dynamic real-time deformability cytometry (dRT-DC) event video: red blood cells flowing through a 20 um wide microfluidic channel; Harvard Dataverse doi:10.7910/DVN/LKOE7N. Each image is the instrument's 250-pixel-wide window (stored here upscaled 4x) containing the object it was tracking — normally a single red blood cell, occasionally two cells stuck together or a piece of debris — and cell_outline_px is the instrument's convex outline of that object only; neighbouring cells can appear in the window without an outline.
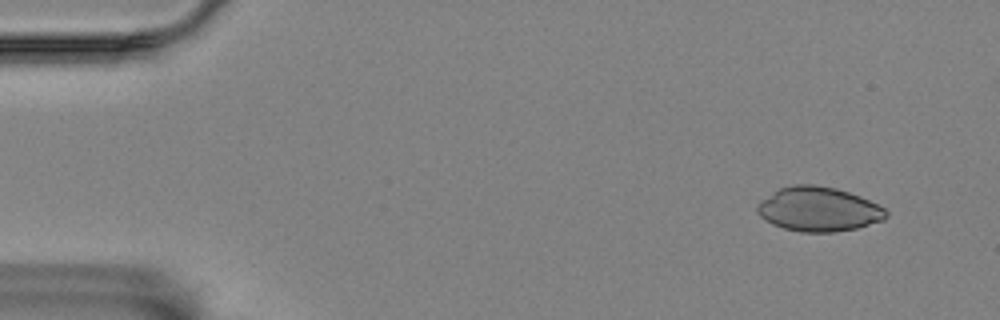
{"species": "Egyptian fruit bat (a non-hibernating species)", "species_latin": "Rousettus aegyptiacus", "temperature_condition": "room temperature", "stored_images_in_passage": 5, "camera_frame_rate_fps": 3000, "um_per_image_px": 0.085, "animal": {"sex": "female"}, "frame": {"image": 1, "passage_image": 1, "time_ms": 0.0, "image_size_px": [1000, 320], "cell_outline_px": [[888, 216], [884, 220], [856, 228], [832, 232], [800, 232], [784, 228], [772, 224], [760, 216], [756, 212], [756, 204], [760, 200], [780, 188], [792, 184], [816, 184], [836, 188], [860, 196], [884, 208], [888, 212]], "centroid_in_image_um": [69.55, 17.77], "position_along_channel_um": 15.4, "area_um2": 33.41}}